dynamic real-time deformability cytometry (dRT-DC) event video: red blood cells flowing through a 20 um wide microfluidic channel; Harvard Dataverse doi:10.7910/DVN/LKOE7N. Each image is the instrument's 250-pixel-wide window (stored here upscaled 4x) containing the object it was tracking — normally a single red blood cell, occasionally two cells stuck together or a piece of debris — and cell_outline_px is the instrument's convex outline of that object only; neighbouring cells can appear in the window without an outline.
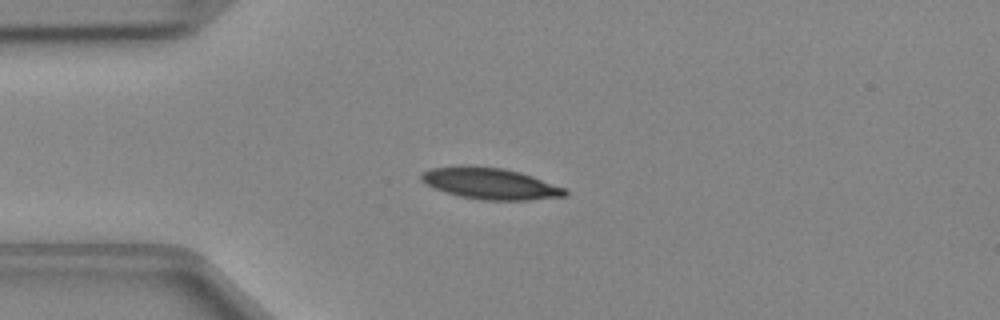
{"species": "Egyptian fruit bat (a non-hibernating species)", "species_latin": "Rousettus aegyptiacus", "temperature_condition": "cold", "stored_images_in_passage": 41, "camera_frame_rate_fps": 3000, "um_per_image_px": 0.085, "animal": {"sex": "female"}, "frame": {"image": 1, "passage_image": 9, "time_ms": 2.667, "image_size_px": [1000, 320], "cell_outline_px": [[568, 196], [528, 200], [484, 200], [460, 196], [424, 184], [420, 180], [420, 176], [424, 172], [432, 168], [500, 168], [520, 172], [532, 176], [564, 188], [568, 192]], "centroid_in_image_um": [41.74, 15.65], "position_along_channel_um": 43.3, "area_um2": 25.2}}
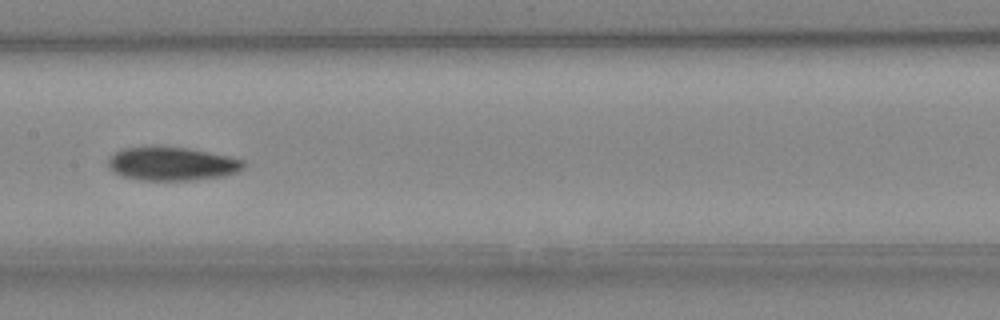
{"frame": {"image": 2, "passage_image": 21, "time_ms": 6.667, "image_size_px": [1000, 320], "cell_outline_px": [[244, 168], [240, 172], [224, 176], [196, 180], [144, 180], [124, 176], [112, 172], [108, 168], [108, 160], [120, 148], [152, 144], [160, 144], [188, 148], [228, 156], [244, 160]], "centroid_in_image_um": [14.6, 13.89], "position_along_channel_um": 192.8, "area_um2": 27.22}}
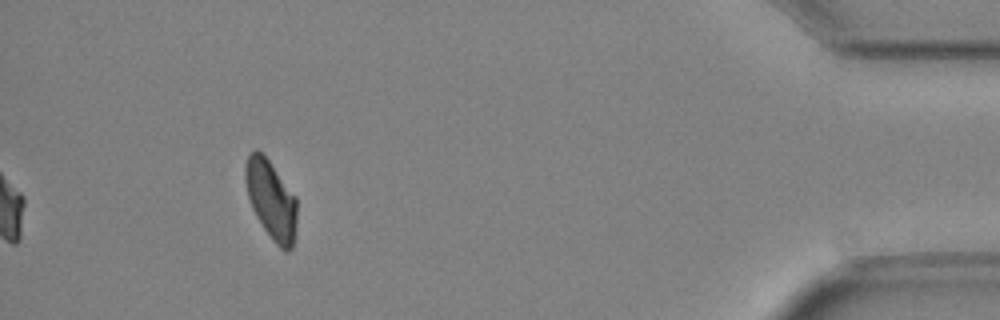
{"frame": {"image": 3, "passage_image": 41, "time_ms": 13.333, "image_size_px": [1000, 320], "cell_outline_px": [[296, 228], [292, 248], [288, 252], [284, 252], [272, 240], [256, 216], [252, 208], [248, 196], [244, 180], [244, 168], [248, 156], [256, 148], [268, 160], [296, 196]], "centroid_in_image_um": [23.04, 17.01], "position_along_channel_um": 412.2, "area_um2": 23.64}}